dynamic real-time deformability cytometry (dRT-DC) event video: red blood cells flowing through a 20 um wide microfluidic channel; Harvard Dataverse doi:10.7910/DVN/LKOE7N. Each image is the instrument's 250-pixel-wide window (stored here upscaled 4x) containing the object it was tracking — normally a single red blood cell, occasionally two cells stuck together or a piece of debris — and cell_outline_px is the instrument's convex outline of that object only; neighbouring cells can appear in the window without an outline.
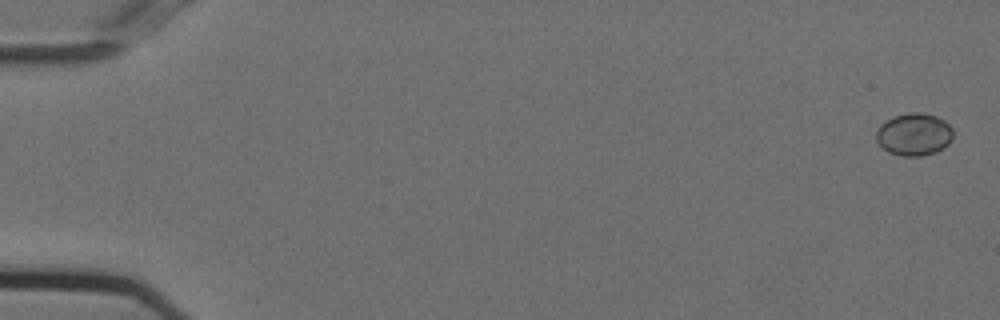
{"species": "Egyptian fruit bat (a non-hibernating species)", "species_latin": "Rousettus aegyptiacus", "temperature_condition": "cold", "stored_images_in_passage": 12, "camera_frame_rate_fps": 3000, "um_per_image_px": 0.085, "animal": {"sex": "female"}, "frame": {"image": 1, "passage_image": 2, "time_ms": 0.333, "image_size_px": [1000, 320], "cell_outline_px": [[952, 136], [948, 144], [944, 148], [936, 152], [920, 156], [900, 156], [888, 152], [876, 140], [876, 132], [880, 124], [892, 116], [912, 112], [920, 112], [936, 116], [944, 120], [952, 128]], "centroid_in_image_um": [77.68, 11.42], "position_along_channel_um": 7.3, "area_um2": 19.07}}